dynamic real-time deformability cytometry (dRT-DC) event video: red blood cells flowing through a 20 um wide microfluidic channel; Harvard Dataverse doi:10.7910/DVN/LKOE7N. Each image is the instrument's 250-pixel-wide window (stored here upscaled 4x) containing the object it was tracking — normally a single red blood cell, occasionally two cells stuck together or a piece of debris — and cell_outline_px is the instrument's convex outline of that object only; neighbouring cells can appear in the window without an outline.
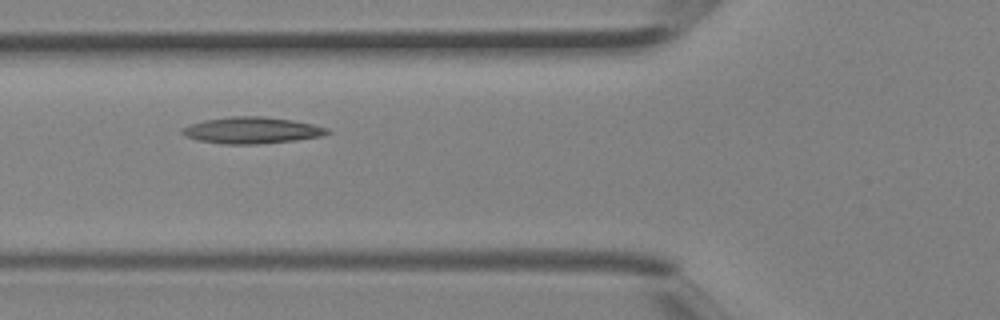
{"species": "Egyptian fruit bat (a non-hibernating species)", "species_latin": "Rousettus aegyptiacus", "temperature_condition": "room temperature", "stored_images_in_passage": 5, "camera_frame_rate_fps": 3000, "um_per_image_px": 0.085, "animal": {"sex": "female"}, "frame": {"image": 1, "passage_image": 4, "time_ms": 1.0, "image_size_px": [1000, 320], "cell_outline_px": [[332, 132], [320, 136], [296, 140], [260, 144], [224, 144], [196, 140], [184, 136], [180, 132], [180, 128], [204, 120], [232, 116], [264, 116], [292, 120], [312, 124], [328, 128]], "centroid_in_image_um": [21.37, 11.08], "position_along_channel_um": 104.4, "area_um2": 22.48}}
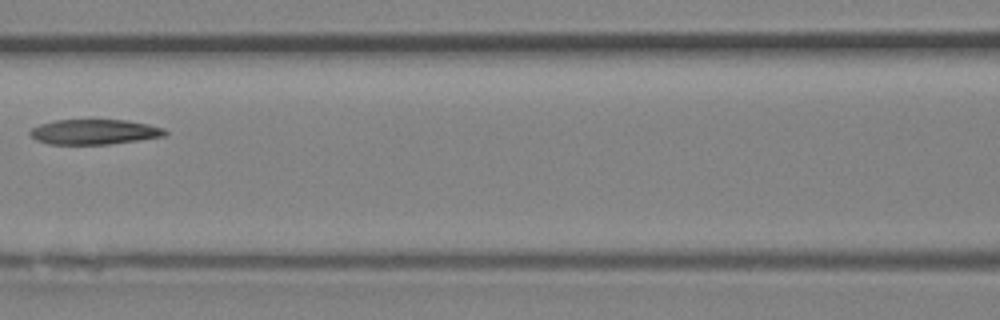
{"frame": {"image": 2, "passage_image": 5, "time_ms": 1.333, "image_size_px": [1000, 320], "cell_outline_px": [[168, 132], [164, 136], [140, 140], [108, 144], [48, 144], [36, 140], [28, 132], [32, 128], [40, 124], [56, 120], [128, 120], [148, 124], [164, 128]], "centroid_in_image_um": [8.03, 11.21], "position_along_channel_um": 158.6, "area_um2": 19.71}}